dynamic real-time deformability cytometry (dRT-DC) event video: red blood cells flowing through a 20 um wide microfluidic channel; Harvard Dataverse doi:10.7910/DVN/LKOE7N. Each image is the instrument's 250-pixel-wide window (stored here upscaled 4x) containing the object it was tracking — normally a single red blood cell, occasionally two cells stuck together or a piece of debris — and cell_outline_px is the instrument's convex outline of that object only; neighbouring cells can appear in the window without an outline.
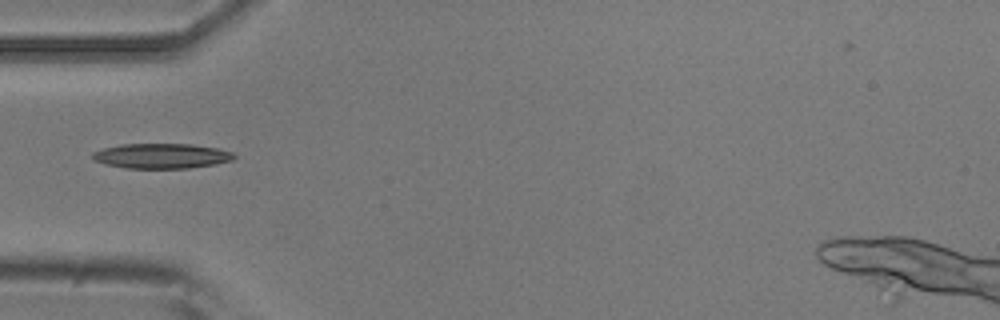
{"species": "common noctule bat (a hibernating species)", "species_latin": "Nyctalus noctula", "temperature_condition": "room temperature", "stored_images_in_passage": 5, "camera_frame_rate_fps": 3000, "um_per_image_px": 0.085, "animal": {"sex": "male", "body_mass_g": 20.5, "forearm_length_mm": 52.5}, "frame": {"image": 1, "passage_image": 5, "time_ms": 4.667, "image_size_px": [1000, 320], "cell_outline_px": [[236, 156], [232, 160], [216, 164], [188, 168], [124, 168], [104, 164], [92, 160], [92, 152], [104, 148], [120, 144], [192, 144], [220, 148], [232, 152]], "centroid_in_image_um": [13.72, 13.25], "position_along_channel_um": 71.3, "area_um2": 20.81}}